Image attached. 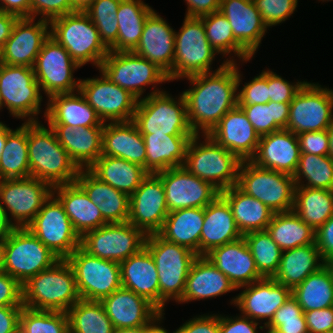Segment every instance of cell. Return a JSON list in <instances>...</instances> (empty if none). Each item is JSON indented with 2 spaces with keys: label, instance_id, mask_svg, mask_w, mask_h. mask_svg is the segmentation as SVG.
<instances>
[{
  "label": "cell",
  "instance_id": "16",
  "mask_svg": "<svg viewBox=\"0 0 333 333\" xmlns=\"http://www.w3.org/2000/svg\"><path fill=\"white\" fill-rule=\"evenodd\" d=\"M147 235L130 222L107 223L81 237V247L104 260L122 262L145 247Z\"/></svg>",
  "mask_w": 333,
  "mask_h": 333
},
{
  "label": "cell",
  "instance_id": "34",
  "mask_svg": "<svg viewBox=\"0 0 333 333\" xmlns=\"http://www.w3.org/2000/svg\"><path fill=\"white\" fill-rule=\"evenodd\" d=\"M49 126L79 169H88L102 155L104 127Z\"/></svg>",
  "mask_w": 333,
  "mask_h": 333
},
{
  "label": "cell",
  "instance_id": "24",
  "mask_svg": "<svg viewBox=\"0 0 333 333\" xmlns=\"http://www.w3.org/2000/svg\"><path fill=\"white\" fill-rule=\"evenodd\" d=\"M49 21L22 17L15 22L2 48L4 64L34 67L44 41L50 36Z\"/></svg>",
  "mask_w": 333,
  "mask_h": 333
},
{
  "label": "cell",
  "instance_id": "10",
  "mask_svg": "<svg viewBox=\"0 0 333 333\" xmlns=\"http://www.w3.org/2000/svg\"><path fill=\"white\" fill-rule=\"evenodd\" d=\"M98 70L102 71L112 83L128 90L138 100L142 98L146 86L153 85V91L148 95L156 94L163 90L154 88L160 83L169 81L167 74L155 63L133 51H109Z\"/></svg>",
  "mask_w": 333,
  "mask_h": 333
},
{
  "label": "cell",
  "instance_id": "64",
  "mask_svg": "<svg viewBox=\"0 0 333 333\" xmlns=\"http://www.w3.org/2000/svg\"><path fill=\"white\" fill-rule=\"evenodd\" d=\"M259 324L243 315L225 317L220 314V333H258Z\"/></svg>",
  "mask_w": 333,
  "mask_h": 333
},
{
  "label": "cell",
  "instance_id": "38",
  "mask_svg": "<svg viewBox=\"0 0 333 333\" xmlns=\"http://www.w3.org/2000/svg\"><path fill=\"white\" fill-rule=\"evenodd\" d=\"M324 265L316 243L299 246L282 251L281 261L273 279L293 290Z\"/></svg>",
  "mask_w": 333,
  "mask_h": 333
},
{
  "label": "cell",
  "instance_id": "78",
  "mask_svg": "<svg viewBox=\"0 0 333 333\" xmlns=\"http://www.w3.org/2000/svg\"><path fill=\"white\" fill-rule=\"evenodd\" d=\"M325 265L327 266V268L329 269L332 278H333V257L329 258L326 262Z\"/></svg>",
  "mask_w": 333,
  "mask_h": 333
},
{
  "label": "cell",
  "instance_id": "72",
  "mask_svg": "<svg viewBox=\"0 0 333 333\" xmlns=\"http://www.w3.org/2000/svg\"><path fill=\"white\" fill-rule=\"evenodd\" d=\"M156 326H139L135 328L115 329L114 333H150Z\"/></svg>",
  "mask_w": 333,
  "mask_h": 333
},
{
  "label": "cell",
  "instance_id": "59",
  "mask_svg": "<svg viewBox=\"0 0 333 333\" xmlns=\"http://www.w3.org/2000/svg\"><path fill=\"white\" fill-rule=\"evenodd\" d=\"M70 13V0H31V18L40 15V19L50 22Z\"/></svg>",
  "mask_w": 333,
  "mask_h": 333
},
{
  "label": "cell",
  "instance_id": "56",
  "mask_svg": "<svg viewBox=\"0 0 333 333\" xmlns=\"http://www.w3.org/2000/svg\"><path fill=\"white\" fill-rule=\"evenodd\" d=\"M267 27L285 22L295 11L298 0H253Z\"/></svg>",
  "mask_w": 333,
  "mask_h": 333
},
{
  "label": "cell",
  "instance_id": "58",
  "mask_svg": "<svg viewBox=\"0 0 333 333\" xmlns=\"http://www.w3.org/2000/svg\"><path fill=\"white\" fill-rule=\"evenodd\" d=\"M305 82L291 83L268 69L269 101L290 103Z\"/></svg>",
  "mask_w": 333,
  "mask_h": 333
},
{
  "label": "cell",
  "instance_id": "63",
  "mask_svg": "<svg viewBox=\"0 0 333 333\" xmlns=\"http://www.w3.org/2000/svg\"><path fill=\"white\" fill-rule=\"evenodd\" d=\"M309 333L333 331V306L304 312Z\"/></svg>",
  "mask_w": 333,
  "mask_h": 333
},
{
  "label": "cell",
  "instance_id": "54",
  "mask_svg": "<svg viewBox=\"0 0 333 333\" xmlns=\"http://www.w3.org/2000/svg\"><path fill=\"white\" fill-rule=\"evenodd\" d=\"M121 0H95L85 12L96 26L101 41L109 49L118 36L117 10Z\"/></svg>",
  "mask_w": 333,
  "mask_h": 333
},
{
  "label": "cell",
  "instance_id": "2",
  "mask_svg": "<svg viewBox=\"0 0 333 333\" xmlns=\"http://www.w3.org/2000/svg\"><path fill=\"white\" fill-rule=\"evenodd\" d=\"M30 177L51 187L73 183L80 169L59 144L55 132L38 122H27Z\"/></svg>",
  "mask_w": 333,
  "mask_h": 333
},
{
  "label": "cell",
  "instance_id": "76",
  "mask_svg": "<svg viewBox=\"0 0 333 333\" xmlns=\"http://www.w3.org/2000/svg\"><path fill=\"white\" fill-rule=\"evenodd\" d=\"M260 330H264L266 329V333H282L280 332L279 330H277L276 328H273V327H269L267 325H264V326H259Z\"/></svg>",
  "mask_w": 333,
  "mask_h": 333
},
{
  "label": "cell",
  "instance_id": "66",
  "mask_svg": "<svg viewBox=\"0 0 333 333\" xmlns=\"http://www.w3.org/2000/svg\"><path fill=\"white\" fill-rule=\"evenodd\" d=\"M23 306H0V333H16Z\"/></svg>",
  "mask_w": 333,
  "mask_h": 333
},
{
  "label": "cell",
  "instance_id": "22",
  "mask_svg": "<svg viewBox=\"0 0 333 333\" xmlns=\"http://www.w3.org/2000/svg\"><path fill=\"white\" fill-rule=\"evenodd\" d=\"M115 329L157 326L164 315L147 299L123 287L101 301Z\"/></svg>",
  "mask_w": 333,
  "mask_h": 333
},
{
  "label": "cell",
  "instance_id": "75",
  "mask_svg": "<svg viewBox=\"0 0 333 333\" xmlns=\"http://www.w3.org/2000/svg\"><path fill=\"white\" fill-rule=\"evenodd\" d=\"M328 139H329V153L328 156L333 159V121L327 129Z\"/></svg>",
  "mask_w": 333,
  "mask_h": 333
},
{
  "label": "cell",
  "instance_id": "5",
  "mask_svg": "<svg viewBox=\"0 0 333 333\" xmlns=\"http://www.w3.org/2000/svg\"><path fill=\"white\" fill-rule=\"evenodd\" d=\"M145 247L156 264L160 312L164 315L169 299L178 302L182 298L190 267L198 255L187 247L165 240L158 233L147 235Z\"/></svg>",
  "mask_w": 333,
  "mask_h": 333
},
{
  "label": "cell",
  "instance_id": "27",
  "mask_svg": "<svg viewBox=\"0 0 333 333\" xmlns=\"http://www.w3.org/2000/svg\"><path fill=\"white\" fill-rule=\"evenodd\" d=\"M231 25L235 40L252 56L267 33L253 0H221L220 10Z\"/></svg>",
  "mask_w": 333,
  "mask_h": 333
},
{
  "label": "cell",
  "instance_id": "45",
  "mask_svg": "<svg viewBox=\"0 0 333 333\" xmlns=\"http://www.w3.org/2000/svg\"><path fill=\"white\" fill-rule=\"evenodd\" d=\"M293 211L316 231L333 215V190L295 187Z\"/></svg>",
  "mask_w": 333,
  "mask_h": 333
},
{
  "label": "cell",
  "instance_id": "26",
  "mask_svg": "<svg viewBox=\"0 0 333 333\" xmlns=\"http://www.w3.org/2000/svg\"><path fill=\"white\" fill-rule=\"evenodd\" d=\"M300 155L297 135L289 130L281 129L260 136L256 154L250 161L261 168L293 176Z\"/></svg>",
  "mask_w": 333,
  "mask_h": 333
},
{
  "label": "cell",
  "instance_id": "23",
  "mask_svg": "<svg viewBox=\"0 0 333 333\" xmlns=\"http://www.w3.org/2000/svg\"><path fill=\"white\" fill-rule=\"evenodd\" d=\"M241 293L232 298L231 304L239 308L241 315L258 322L265 320L267 325L274 313L292 295V290L273 278H263L252 284L240 287Z\"/></svg>",
  "mask_w": 333,
  "mask_h": 333
},
{
  "label": "cell",
  "instance_id": "42",
  "mask_svg": "<svg viewBox=\"0 0 333 333\" xmlns=\"http://www.w3.org/2000/svg\"><path fill=\"white\" fill-rule=\"evenodd\" d=\"M220 194L229 203L242 235L266 230L274 213L265 204L245 194L236 185L221 191Z\"/></svg>",
  "mask_w": 333,
  "mask_h": 333
},
{
  "label": "cell",
  "instance_id": "68",
  "mask_svg": "<svg viewBox=\"0 0 333 333\" xmlns=\"http://www.w3.org/2000/svg\"><path fill=\"white\" fill-rule=\"evenodd\" d=\"M0 11L31 18V0H0Z\"/></svg>",
  "mask_w": 333,
  "mask_h": 333
},
{
  "label": "cell",
  "instance_id": "11",
  "mask_svg": "<svg viewBox=\"0 0 333 333\" xmlns=\"http://www.w3.org/2000/svg\"><path fill=\"white\" fill-rule=\"evenodd\" d=\"M60 260L31 231L14 228L6 235L3 271L21 285Z\"/></svg>",
  "mask_w": 333,
  "mask_h": 333
},
{
  "label": "cell",
  "instance_id": "4",
  "mask_svg": "<svg viewBox=\"0 0 333 333\" xmlns=\"http://www.w3.org/2000/svg\"><path fill=\"white\" fill-rule=\"evenodd\" d=\"M194 135L186 149L183 167L198 178L211 183L220 192L238 181L241 160L209 135ZM199 142V143H198Z\"/></svg>",
  "mask_w": 333,
  "mask_h": 333
},
{
  "label": "cell",
  "instance_id": "17",
  "mask_svg": "<svg viewBox=\"0 0 333 333\" xmlns=\"http://www.w3.org/2000/svg\"><path fill=\"white\" fill-rule=\"evenodd\" d=\"M80 67L69 52L49 36L37 55L33 69L40 90L50 98L52 95L79 90L80 79H74L73 73Z\"/></svg>",
  "mask_w": 333,
  "mask_h": 333
},
{
  "label": "cell",
  "instance_id": "57",
  "mask_svg": "<svg viewBox=\"0 0 333 333\" xmlns=\"http://www.w3.org/2000/svg\"><path fill=\"white\" fill-rule=\"evenodd\" d=\"M269 102L268 70L254 76L238 91V105L265 104Z\"/></svg>",
  "mask_w": 333,
  "mask_h": 333
},
{
  "label": "cell",
  "instance_id": "3",
  "mask_svg": "<svg viewBox=\"0 0 333 333\" xmlns=\"http://www.w3.org/2000/svg\"><path fill=\"white\" fill-rule=\"evenodd\" d=\"M22 289L23 306L33 310L67 312L81 299L74 271L66 259L31 277Z\"/></svg>",
  "mask_w": 333,
  "mask_h": 333
},
{
  "label": "cell",
  "instance_id": "14",
  "mask_svg": "<svg viewBox=\"0 0 333 333\" xmlns=\"http://www.w3.org/2000/svg\"><path fill=\"white\" fill-rule=\"evenodd\" d=\"M26 228L60 259H67L81 246V237L53 194Z\"/></svg>",
  "mask_w": 333,
  "mask_h": 333
},
{
  "label": "cell",
  "instance_id": "37",
  "mask_svg": "<svg viewBox=\"0 0 333 333\" xmlns=\"http://www.w3.org/2000/svg\"><path fill=\"white\" fill-rule=\"evenodd\" d=\"M76 182L101 211L107 223H124L129 218L130 197L99 180L88 169H80Z\"/></svg>",
  "mask_w": 333,
  "mask_h": 333
},
{
  "label": "cell",
  "instance_id": "46",
  "mask_svg": "<svg viewBox=\"0 0 333 333\" xmlns=\"http://www.w3.org/2000/svg\"><path fill=\"white\" fill-rule=\"evenodd\" d=\"M30 177L27 122L8 132L0 157V180Z\"/></svg>",
  "mask_w": 333,
  "mask_h": 333
},
{
  "label": "cell",
  "instance_id": "61",
  "mask_svg": "<svg viewBox=\"0 0 333 333\" xmlns=\"http://www.w3.org/2000/svg\"><path fill=\"white\" fill-rule=\"evenodd\" d=\"M0 306H23L22 285L4 271H0Z\"/></svg>",
  "mask_w": 333,
  "mask_h": 333
},
{
  "label": "cell",
  "instance_id": "52",
  "mask_svg": "<svg viewBox=\"0 0 333 333\" xmlns=\"http://www.w3.org/2000/svg\"><path fill=\"white\" fill-rule=\"evenodd\" d=\"M263 278H273L282 256L281 248L274 242L267 230L254 231L243 235Z\"/></svg>",
  "mask_w": 333,
  "mask_h": 333
},
{
  "label": "cell",
  "instance_id": "6",
  "mask_svg": "<svg viewBox=\"0 0 333 333\" xmlns=\"http://www.w3.org/2000/svg\"><path fill=\"white\" fill-rule=\"evenodd\" d=\"M50 36L61 44L81 67L91 62L99 69L109 49L86 13L73 12L50 22Z\"/></svg>",
  "mask_w": 333,
  "mask_h": 333
},
{
  "label": "cell",
  "instance_id": "67",
  "mask_svg": "<svg viewBox=\"0 0 333 333\" xmlns=\"http://www.w3.org/2000/svg\"><path fill=\"white\" fill-rule=\"evenodd\" d=\"M187 7L186 17L201 18L220 10L221 0H185Z\"/></svg>",
  "mask_w": 333,
  "mask_h": 333
},
{
  "label": "cell",
  "instance_id": "33",
  "mask_svg": "<svg viewBox=\"0 0 333 333\" xmlns=\"http://www.w3.org/2000/svg\"><path fill=\"white\" fill-rule=\"evenodd\" d=\"M52 194L63 205L74 230L82 237L86 232L107 224L100 208L94 204L85 190L75 181L52 187Z\"/></svg>",
  "mask_w": 333,
  "mask_h": 333
},
{
  "label": "cell",
  "instance_id": "36",
  "mask_svg": "<svg viewBox=\"0 0 333 333\" xmlns=\"http://www.w3.org/2000/svg\"><path fill=\"white\" fill-rule=\"evenodd\" d=\"M52 95L47 102L44 117L48 125L71 127H104L97 112L88 104L84 95L77 93Z\"/></svg>",
  "mask_w": 333,
  "mask_h": 333
},
{
  "label": "cell",
  "instance_id": "65",
  "mask_svg": "<svg viewBox=\"0 0 333 333\" xmlns=\"http://www.w3.org/2000/svg\"><path fill=\"white\" fill-rule=\"evenodd\" d=\"M315 243L324 262L333 257V215L316 230Z\"/></svg>",
  "mask_w": 333,
  "mask_h": 333
},
{
  "label": "cell",
  "instance_id": "74",
  "mask_svg": "<svg viewBox=\"0 0 333 333\" xmlns=\"http://www.w3.org/2000/svg\"><path fill=\"white\" fill-rule=\"evenodd\" d=\"M6 236L0 234V271H3L5 262Z\"/></svg>",
  "mask_w": 333,
  "mask_h": 333
},
{
  "label": "cell",
  "instance_id": "29",
  "mask_svg": "<svg viewBox=\"0 0 333 333\" xmlns=\"http://www.w3.org/2000/svg\"><path fill=\"white\" fill-rule=\"evenodd\" d=\"M205 256L229 278L237 290L263 279L244 237L215 247Z\"/></svg>",
  "mask_w": 333,
  "mask_h": 333
},
{
  "label": "cell",
  "instance_id": "55",
  "mask_svg": "<svg viewBox=\"0 0 333 333\" xmlns=\"http://www.w3.org/2000/svg\"><path fill=\"white\" fill-rule=\"evenodd\" d=\"M267 326L282 333H309L304 312L292 295L277 309Z\"/></svg>",
  "mask_w": 333,
  "mask_h": 333
},
{
  "label": "cell",
  "instance_id": "51",
  "mask_svg": "<svg viewBox=\"0 0 333 333\" xmlns=\"http://www.w3.org/2000/svg\"><path fill=\"white\" fill-rule=\"evenodd\" d=\"M243 109L259 136L286 129L290 103L269 101L265 104L238 105Z\"/></svg>",
  "mask_w": 333,
  "mask_h": 333
},
{
  "label": "cell",
  "instance_id": "40",
  "mask_svg": "<svg viewBox=\"0 0 333 333\" xmlns=\"http://www.w3.org/2000/svg\"><path fill=\"white\" fill-rule=\"evenodd\" d=\"M204 208H185L168 213L158 234L167 241L187 247L200 255Z\"/></svg>",
  "mask_w": 333,
  "mask_h": 333
},
{
  "label": "cell",
  "instance_id": "35",
  "mask_svg": "<svg viewBox=\"0 0 333 333\" xmlns=\"http://www.w3.org/2000/svg\"><path fill=\"white\" fill-rule=\"evenodd\" d=\"M102 155L125 159L146 170L143 135L133 120L104 123Z\"/></svg>",
  "mask_w": 333,
  "mask_h": 333
},
{
  "label": "cell",
  "instance_id": "71",
  "mask_svg": "<svg viewBox=\"0 0 333 333\" xmlns=\"http://www.w3.org/2000/svg\"><path fill=\"white\" fill-rule=\"evenodd\" d=\"M14 227L9 222L5 210L0 205V234L7 235Z\"/></svg>",
  "mask_w": 333,
  "mask_h": 333
},
{
  "label": "cell",
  "instance_id": "32",
  "mask_svg": "<svg viewBox=\"0 0 333 333\" xmlns=\"http://www.w3.org/2000/svg\"><path fill=\"white\" fill-rule=\"evenodd\" d=\"M235 290L229 278L205 255H198L190 267L182 298L177 303L209 299Z\"/></svg>",
  "mask_w": 333,
  "mask_h": 333
},
{
  "label": "cell",
  "instance_id": "28",
  "mask_svg": "<svg viewBox=\"0 0 333 333\" xmlns=\"http://www.w3.org/2000/svg\"><path fill=\"white\" fill-rule=\"evenodd\" d=\"M133 52L155 63L168 75L174 66L175 30L154 10L146 18L139 44Z\"/></svg>",
  "mask_w": 333,
  "mask_h": 333
},
{
  "label": "cell",
  "instance_id": "53",
  "mask_svg": "<svg viewBox=\"0 0 333 333\" xmlns=\"http://www.w3.org/2000/svg\"><path fill=\"white\" fill-rule=\"evenodd\" d=\"M21 333H69L66 312L33 310L23 306L19 316Z\"/></svg>",
  "mask_w": 333,
  "mask_h": 333
},
{
  "label": "cell",
  "instance_id": "7",
  "mask_svg": "<svg viewBox=\"0 0 333 333\" xmlns=\"http://www.w3.org/2000/svg\"><path fill=\"white\" fill-rule=\"evenodd\" d=\"M133 121L141 134L195 135L188 122L183 94L178 99L166 91L142 97L137 102Z\"/></svg>",
  "mask_w": 333,
  "mask_h": 333
},
{
  "label": "cell",
  "instance_id": "8",
  "mask_svg": "<svg viewBox=\"0 0 333 333\" xmlns=\"http://www.w3.org/2000/svg\"><path fill=\"white\" fill-rule=\"evenodd\" d=\"M236 186L261 201L273 213L294 209L296 185L291 175L261 168L251 161H242Z\"/></svg>",
  "mask_w": 333,
  "mask_h": 333
},
{
  "label": "cell",
  "instance_id": "44",
  "mask_svg": "<svg viewBox=\"0 0 333 333\" xmlns=\"http://www.w3.org/2000/svg\"><path fill=\"white\" fill-rule=\"evenodd\" d=\"M266 230L282 251L315 243L316 231L293 210L274 213Z\"/></svg>",
  "mask_w": 333,
  "mask_h": 333
},
{
  "label": "cell",
  "instance_id": "43",
  "mask_svg": "<svg viewBox=\"0 0 333 333\" xmlns=\"http://www.w3.org/2000/svg\"><path fill=\"white\" fill-rule=\"evenodd\" d=\"M153 11L154 9L142 0H121L117 10V41L109 51H134L139 44L146 18Z\"/></svg>",
  "mask_w": 333,
  "mask_h": 333
},
{
  "label": "cell",
  "instance_id": "80",
  "mask_svg": "<svg viewBox=\"0 0 333 333\" xmlns=\"http://www.w3.org/2000/svg\"><path fill=\"white\" fill-rule=\"evenodd\" d=\"M2 108H4V107H3V101H2L1 93H0V110H1Z\"/></svg>",
  "mask_w": 333,
  "mask_h": 333
},
{
  "label": "cell",
  "instance_id": "62",
  "mask_svg": "<svg viewBox=\"0 0 333 333\" xmlns=\"http://www.w3.org/2000/svg\"><path fill=\"white\" fill-rule=\"evenodd\" d=\"M173 333H220V315L214 313L194 316Z\"/></svg>",
  "mask_w": 333,
  "mask_h": 333
},
{
  "label": "cell",
  "instance_id": "9",
  "mask_svg": "<svg viewBox=\"0 0 333 333\" xmlns=\"http://www.w3.org/2000/svg\"><path fill=\"white\" fill-rule=\"evenodd\" d=\"M178 32L175 31V55L169 81L212 71V62L218 55L206 37L200 18L186 17Z\"/></svg>",
  "mask_w": 333,
  "mask_h": 333
},
{
  "label": "cell",
  "instance_id": "48",
  "mask_svg": "<svg viewBox=\"0 0 333 333\" xmlns=\"http://www.w3.org/2000/svg\"><path fill=\"white\" fill-rule=\"evenodd\" d=\"M66 313L69 333H114V325L100 301L80 299Z\"/></svg>",
  "mask_w": 333,
  "mask_h": 333
},
{
  "label": "cell",
  "instance_id": "49",
  "mask_svg": "<svg viewBox=\"0 0 333 333\" xmlns=\"http://www.w3.org/2000/svg\"><path fill=\"white\" fill-rule=\"evenodd\" d=\"M203 21L208 42L211 47L221 55H233L240 61H249L253 57L235 40L232 28L228 19L216 11L200 18ZM233 52V53H231Z\"/></svg>",
  "mask_w": 333,
  "mask_h": 333
},
{
  "label": "cell",
  "instance_id": "1",
  "mask_svg": "<svg viewBox=\"0 0 333 333\" xmlns=\"http://www.w3.org/2000/svg\"><path fill=\"white\" fill-rule=\"evenodd\" d=\"M229 59H224L213 72L183 78L192 85L182 94L186 100L188 122L195 135H208L220 119L238 105L242 75L236 59L233 56Z\"/></svg>",
  "mask_w": 333,
  "mask_h": 333
},
{
  "label": "cell",
  "instance_id": "41",
  "mask_svg": "<svg viewBox=\"0 0 333 333\" xmlns=\"http://www.w3.org/2000/svg\"><path fill=\"white\" fill-rule=\"evenodd\" d=\"M88 170L129 197L149 174L142 166L119 157L101 155Z\"/></svg>",
  "mask_w": 333,
  "mask_h": 333
},
{
  "label": "cell",
  "instance_id": "18",
  "mask_svg": "<svg viewBox=\"0 0 333 333\" xmlns=\"http://www.w3.org/2000/svg\"><path fill=\"white\" fill-rule=\"evenodd\" d=\"M51 194L52 187L34 177L0 180V205L14 228L27 227Z\"/></svg>",
  "mask_w": 333,
  "mask_h": 333
},
{
  "label": "cell",
  "instance_id": "25",
  "mask_svg": "<svg viewBox=\"0 0 333 333\" xmlns=\"http://www.w3.org/2000/svg\"><path fill=\"white\" fill-rule=\"evenodd\" d=\"M208 135L241 161H250L255 156L260 141L259 134L238 105L229 110Z\"/></svg>",
  "mask_w": 333,
  "mask_h": 333
},
{
  "label": "cell",
  "instance_id": "20",
  "mask_svg": "<svg viewBox=\"0 0 333 333\" xmlns=\"http://www.w3.org/2000/svg\"><path fill=\"white\" fill-rule=\"evenodd\" d=\"M162 181L169 212L185 208H205L220 191L211 183L189 173L183 166L156 173Z\"/></svg>",
  "mask_w": 333,
  "mask_h": 333
},
{
  "label": "cell",
  "instance_id": "13",
  "mask_svg": "<svg viewBox=\"0 0 333 333\" xmlns=\"http://www.w3.org/2000/svg\"><path fill=\"white\" fill-rule=\"evenodd\" d=\"M83 300L101 301L122 287L119 262L93 256L79 246L67 259Z\"/></svg>",
  "mask_w": 333,
  "mask_h": 333
},
{
  "label": "cell",
  "instance_id": "60",
  "mask_svg": "<svg viewBox=\"0 0 333 333\" xmlns=\"http://www.w3.org/2000/svg\"><path fill=\"white\" fill-rule=\"evenodd\" d=\"M301 154L326 156L329 153L327 130L303 132L297 135Z\"/></svg>",
  "mask_w": 333,
  "mask_h": 333
},
{
  "label": "cell",
  "instance_id": "50",
  "mask_svg": "<svg viewBox=\"0 0 333 333\" xmlns=\"http://www.w3.org/2000/svg\"><path fill=\"white\" fill-rule=\"evenodd\" d=\"M293 178L296 187L333 190V159L328 155L301 154Z\"/></svg>",
  "mask_w": 333,
  "mask_h": 333
},
{
  "label": "cell",
  "instance_id": "15",
  "mask_svg": "<svg viewBox=\"0 0 333 333\" xmlns=\"http://www.w3.org/2000/svg\"><path fill=\"white\" fill-rule=\"evenodd\" d=\"M333 121V90L305 82L290 102L286 130L303 132L327 130Z\"/></svg>",
  "mask_w": 333,
  "mask_h": 333
},
{
  "label": "cell",
  "instance_id": "69",
  "mask_svg": "<svg viewBox=\"0 0 333 333\" xmlns=\"http://www.w3.org/2000/svg\"><path fill=\"white\" fill-rule=\"evenodd\" d=\"M19 17L12 13L0 11V47L3 48L11 35L12 28Z\"/></svg>",
  "mask_w": 333,
  "mask_h": 333
},
{
  "label": "cell",
  "instance_id": "19",
  "mask_svg": "<svg viewBox=\"0 0 333 333\" xmlns=\"http://www.w3.org/2000/svg\"><path fill=\"white\" fill-rule=\"evenodd\" d=\"M100 75V78L80 79L79 91L88 104L103 123L133 120L138 99L128 90L112 83L102 71Z\"/></svg>",
  "mask_w": 333,
  "mask_h": 333
},
{
  "label": "cell",
  "instance_id": "12",
  "mask_svg": "<svg viewBox=\"0 0 333 333\" xmlns=\"http://www.w3.org/2000/svg\"><path fill=\"white\" fill-rule=\"evenodd\" d=\"M0 93L3 106L13 117L38 122L43 96L33 67L4 64L0 68Z\"/></svg>",
  "mask_w": 333,
  "mask_h": 333
},
{
  "label": "cell",
  "instance_id": "21",
  "mask_svg": "<svg viewBox=\"0 0 333 333\" xmlns=\"http://www.w3.org/2000/svg\"><path fill=\"white\" fill-rule=\"evenodd\" d=\"M169 213L161 178L149 173L130 196L129 218L146 235L158 233Z\"/></svg>",
  "mask_w": 333,
  "mask_h": 333
},
{
  "label": "cell",
  "instance_id": "47",
  "mask_svg": "<svg viewBox=\"0 0 333 333\" xmlns=\"http://www.w3.org/2000/svg\"><path fill=\"white\" fill-rule=\"evenodd\" d=\"M303 312L333 306V278L326 265L292 290Z\"/></svg>",
  "mask_w": 333,
  "mask_h": 333
},
{
  "label": "cell",
  "instance_id": "70",
  "mask_svg": "<svg viewBox=\"0 0 333 333\" xmlns=\"http://www.w3.org/2000/svg\"><path fill=\"white\" fill-rule=\"evenodd\" d=\"M95 0H70V9L72 12L85 13Z\"/></svg>",
  "mask_w": 333,
  "mask_h": 333
},
{
  "label": "cell",
  "instance_id": "39",
  "mask_svg": "<svg viewBox=\"0 0 333 333\" xmlns=\"http://www.w3.org/2000/svg\"><path fill=\"white\" fill-rule=\"evenodd\" d=\"M146 148V171L158 173L174 167H182L187 145L193 136L142 134Z\"/></svg>",
  "mask_w": 333,
  "mask_h": 333
},
{
  "label": "cell",
  "instance_id": "73",
  "mask_svg": "<svg viewBox=\"0 0 333 333\" xmlns=\"http://www.w3.org/2000/svg\"><path fill=\"white\" fill-rule=\"evenodd\" d=\"M10 130L11 129L8 127V125H6L0 121V157H1V153L3 151V148L5 146V143H6V138L8 136V132Z\"/></svg>",
  "mask_w": 333,
  "mask_h": 333
},
{
  "label": "cell",
  "instance_id": "79",
  "mask_svg": "<svg viewBox=\"0 0 333 333\" xmlns=\"http://www.w3.org/2000/svg\"><path fill=\"white\" fill-rule=\"evenodd\" d=\"M4 65V61H3V52H2V48L0 47V68Z\"/></svg>",
  "mask_w": 333,
  "mask_h": 333
},
{
  "label": "cell",
  "instance_id": "31",
  "mask_svg": "<svg viewBox=\"0 0 333 333\" xmlns=\"http://www.w3.org/2000/svg\"><path fill=\"white\" fill-rule=\"evenodd\" d=\"M243 237L234 220L231 207L220 194L204 208V224L200 235V255L213 248Z\"/></svg>",
  "mask_w": 333,
  "mask_h": 333
},
{
  "label": "cell",
  "instance_id": "77",
  "mask_svg": "<svg viewBox=\"0 0 333 333\" xmlns=\"http://www.w3.org/2000/svg\"><path fill=\"white\" fill-rule=\"evenodd\" d=\"M150 333H168V331L160 326V323Z\"/></svg>",
  "mask_w": 333,
  "mask_h": 333
},
{
  "label": "cell",
  "instance_id": "30",
  "mask_svg": "<svg viewBox=\"0 0 333 333\" xmlns=\"http://www.w3.org/2000/svg\"><path fill=\"white\" fill-rule=\"evenodd\" d=\"M120 264L122 287L147 299L160 311V289L155 261L146 247Z\"/></svg>",
  "mask_w": 333,
  "mask_h": 333
}]
</instances>
